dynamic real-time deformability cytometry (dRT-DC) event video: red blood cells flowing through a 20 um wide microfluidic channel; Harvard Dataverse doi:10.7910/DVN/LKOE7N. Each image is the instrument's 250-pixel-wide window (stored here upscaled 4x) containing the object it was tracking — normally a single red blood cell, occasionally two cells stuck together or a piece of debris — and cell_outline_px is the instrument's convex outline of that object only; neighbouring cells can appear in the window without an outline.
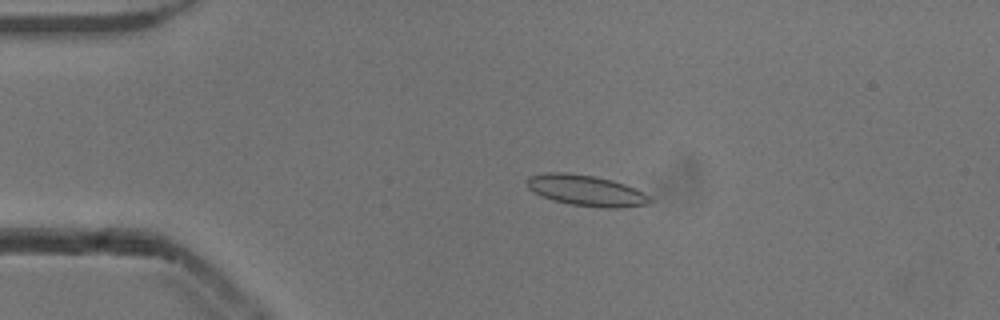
{"species": "common noctule bat (a hibernating species)", "species_latin": "Nyctalus noctula", "temperature_condition": "cold", "stored_images_in_passage": 54, "camera_frame_rate_fps": 3000, "um_per_image_px": 0.085, "animal": {"sex": "male", "body_mass_g": 13.3}, "frame": {"image": 1, "passage_image": 12, "time_ms": 3.667, "image_size_px": [1000, 320], "cell_outline_px": [[652, 200], [648, 204], [624, 208], [600, 208], [572, 204], [552, 200], [532, 192], [528, 188], [524, 180], [528, 176], [544, 172], [568, 172], [596, 176], [612, 180], [624, 184], [648, 196]], "centroid_in_image_um": [49.74, 16.18], "position_along_channel_um": 35.3, "area_um2": 22.31}}
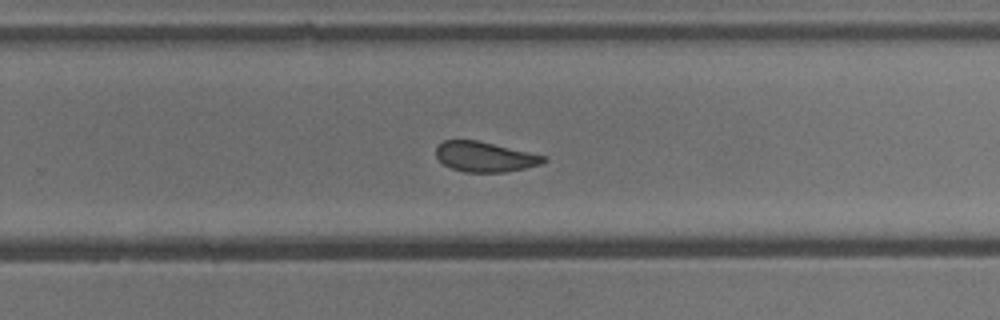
{"frame": {"image": 2, "passage_image": 35, "time_ms": 11.333, "image_size_px": [1000, 320], "cell_outline_px": [[548, 160], [540, 164], [524, 168], [504, 172], [464, 172], [452, 168], [444, 164], [436, 156], [436, 144], [444, 140], [476, 140], [528, 152], [544, 156]], "centroid_in_image_um": [41.16, 13.32], "position_along_channel_um": 288.6, "area_um2": 18.61}}
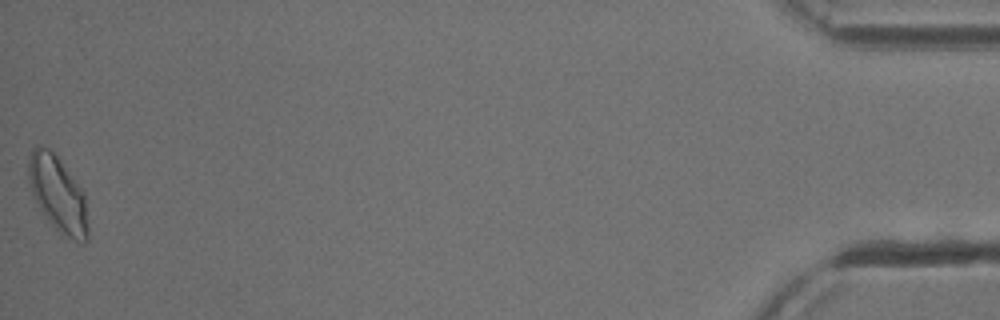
{"frame": {"image": 3, "passage_image": 54, "time_ms": 17.667, "image_size_px": [1000, 320], "cell_outline_px": [[88, 240], [84, 244], [80, 244], [60, 236], [36, 200], [32, 192], [28, 180], [28, 160], [32, 148], [48, 148], [56, 156], [84, 192], [88, 224]], "centroid_in_image_um": [4.96, 16.59], "position_along_channel_um": 430.2, "area_um2": 26.01}, "authors_computed_cell_mechanics": {"area_um2": 20.8369, "velocity_mm_per_s": 3.8349, "shape_relaxation_time_tau1_ms": 10.511, "shape_relaxation_time_tau2_ms": 1.7754, "deformation_change_tau1": 0.1557, "deformation_change_tau2": 0.0712}}